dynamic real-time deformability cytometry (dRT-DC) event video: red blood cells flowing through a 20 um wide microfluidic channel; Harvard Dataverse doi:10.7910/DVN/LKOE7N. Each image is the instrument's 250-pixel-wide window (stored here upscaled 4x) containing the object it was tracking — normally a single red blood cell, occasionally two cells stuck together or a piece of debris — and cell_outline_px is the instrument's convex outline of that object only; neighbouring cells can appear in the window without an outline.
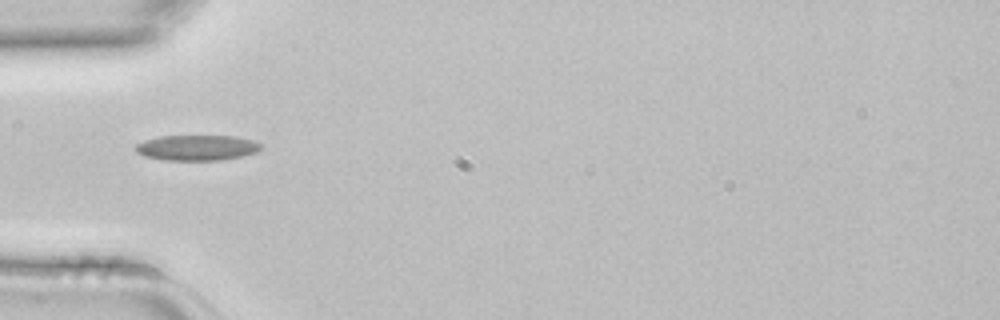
{"species": "common noctule bat (a hibernating species)", "species_latin": "Nyctalus noctula", "temperature_condition": "room temperature", "stored_images_in_passage": 1, "camera_frame_rate_fps": 3000, "um_per_image_px": 0.085, "animal": {"sex": "female", "body_mass_g": 22.7, "forearm_length_mm": 54.2}, "frame": {"image": 1, "passage_image": 1, "time_ms": 0.0, "image_size_px": [1000, 320], "cell_outline_px": [[264, 148], [256, 152], [240, 156], [220, 160], [164, 160], [144, 156], [136, 152], [136, 144], [144, 140], [160, 136], [236, 136], [252, 140], [264, 144]], "centroid_in_image_um": [16.76, 12.55], "position_along_channel_um": 68.2, "area_um2": 18.67}}